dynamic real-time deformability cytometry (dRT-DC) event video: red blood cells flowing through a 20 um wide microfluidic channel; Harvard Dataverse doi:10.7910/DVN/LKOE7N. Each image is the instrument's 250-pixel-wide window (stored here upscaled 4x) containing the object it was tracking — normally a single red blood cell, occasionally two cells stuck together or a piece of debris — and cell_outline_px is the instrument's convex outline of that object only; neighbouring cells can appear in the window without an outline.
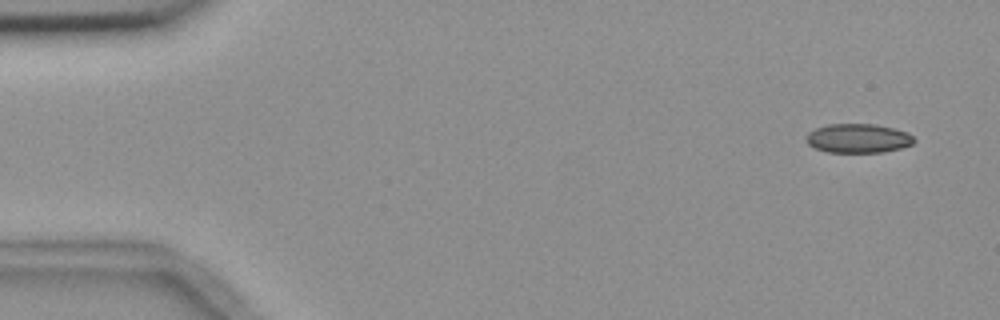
{"species": "common noctule bat (a hibernating species)", "species_latin": "Nyctalus noctula", "temperature_condition": "room temperature", "stored_images_in_passage": 10, "camera_frame_rate_fps": 3000, "um_per_image_px": 0.085, "animal": {"sex": "female", "body_mass_g": 18.4}, "frame": {"image": 1, "passage_image": 1, "time_ms": 0.0, "image_size_px": [1000, 320], "cell_outline_px": [[916, 140], [912, 144], [900, 148], [884, 152], [828, 152], [816, 148], [808, 144], [804, 136], [808, 132], [816, 128], [828, 124], [876, 124], [908, 132]], "centroid_in_image_um": [72.93, 11.75], "position_along_channel_um": 12.1, "area_um2": 18.32}}
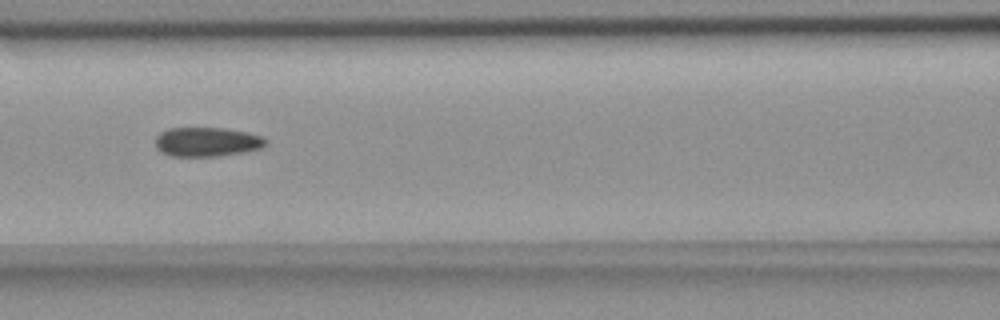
{"frame": {"image": 2, "passage_image": 7, "time_ms": 7.0, "image_size_px": [1000, 320], "cell_outline_px": [[268, 144], [260, 148], [244, 152], [220, 156], [172, 156], [160, 152], [156, 148], [156, 136], [160, 132], [168, 128], [224, 128], [244, 132], [260, 136], [268, 140]], "centroid_in_image_um": [17.57, 12.06], "position_along_channel_um": 149.0, "area_um2": 18.84}}
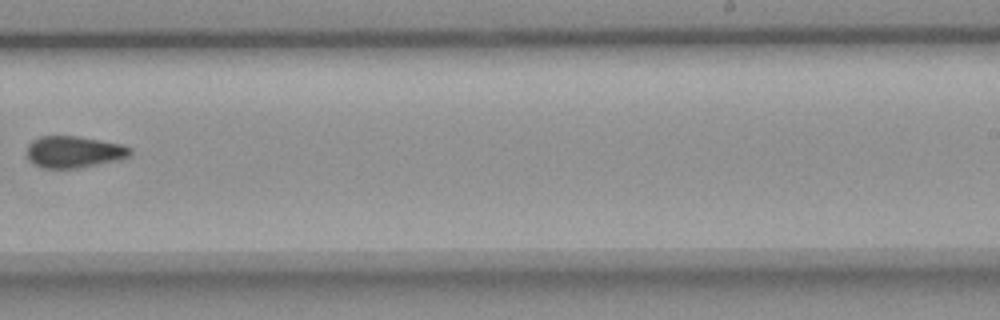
{"frame": {"image": 3, "passage_image": 10, "time_ms": 10.667, "image_size_px": [1000, 320], "cell_outline_px": [[132, 152], [128, 156], [120, 160], [76, 168], [44, 168], [36, 164], [28, 156], [28, 144], [32, 140], [40, 136], [76, 136], [124, 144], [132, 148]], "centroid_in_image_um": [6.34, 12.9], "position_along_channel_um": 282.7, "area_um2": 18.96}}